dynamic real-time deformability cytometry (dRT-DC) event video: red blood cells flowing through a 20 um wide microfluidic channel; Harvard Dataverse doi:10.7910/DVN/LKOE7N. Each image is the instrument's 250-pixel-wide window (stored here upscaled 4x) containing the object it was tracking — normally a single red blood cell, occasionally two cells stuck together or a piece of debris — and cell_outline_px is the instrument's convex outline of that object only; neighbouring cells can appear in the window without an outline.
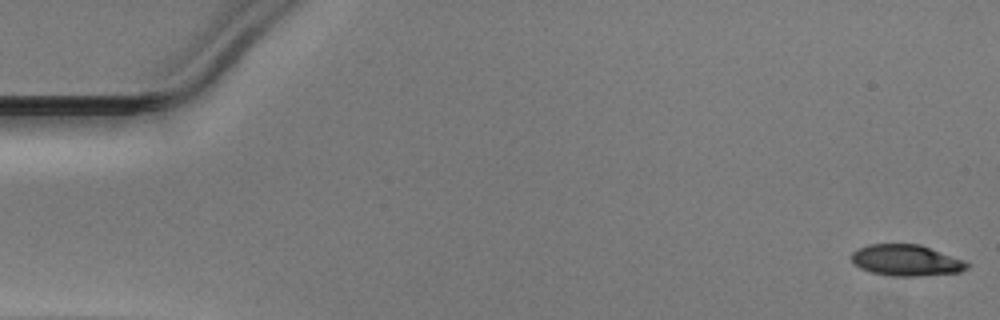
{"species": "Egyptian fruit bat (a non-hibernating species)", "species_latin": "Rousettus aegyptiacus", "temperature_condition": "warm", "stored_images_in_passage": 50, "camera_frame_rate_fps": 3000, "um_per_image_px": 0.085, "animal": {"sex": "male"}, "frame": {"image": 1, "passage_image": 1, "time_ms": 0.0, "image_size_px": [1000, 320], "cell_outline_px": [[972, 264], [968, 268], [960, 272], [920, 276], [892, 276], [872, 272], [860, 268], [852, 264], [852, 252], [868, 244], [920, 244], [964, 260]], "centroid_in_image_um": [77.05, 22.13], "position_along_channel_um": 8.0, "area_um2": 21.1}}
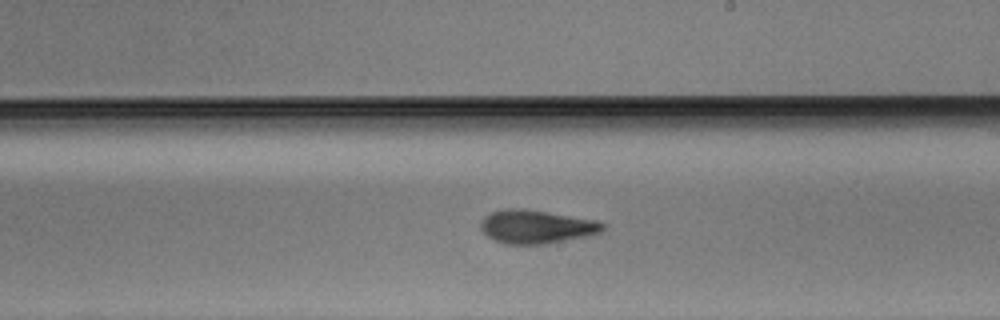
{"frame": {"image": 2, "passage_image": 29, "time_ms": 9.333, "image_size_px": [1000, 320], "cell_outline_px": [[604, 228], [600, 232], [584, 236], [544, 244], [504, 244], [488, 236], [480, 228], [480, 224], [484, 216], [492, 212], [504, 208], [524, 208], [596, 220], [604, 224]], "centroid_in_image_um": [45.54, 19.25], "position_along_channel_um": 243.5, "area_um2": 23.58}}
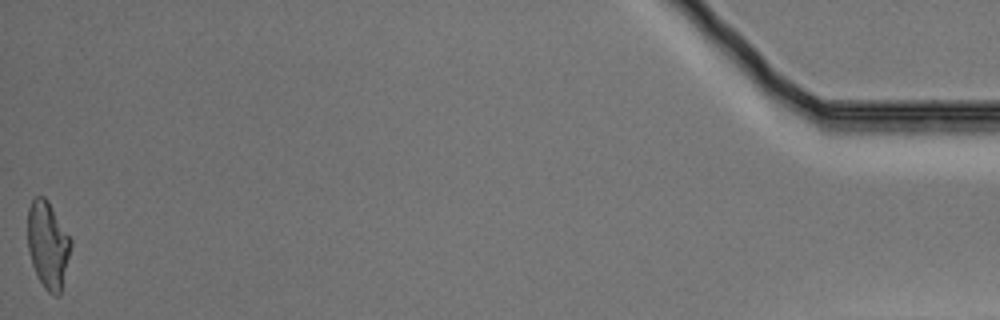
{"frame": {"image": 3, "passage_image": 50, "time_ms": 16.333, "image_size_px": [1000, 320], "cell_outline_px": [[72, 244], [60, 296], [52, 296], [44, 288], [36, 276], [32, 264], [28, 248], [28, 208], [32, 200], [36, 196], [44, 196], [48, 200], [72, 240]], "centroid_in_image_um": [4.07, 20.84], "position_along_channel_um": 431.1, "area_um2": 22.08}}